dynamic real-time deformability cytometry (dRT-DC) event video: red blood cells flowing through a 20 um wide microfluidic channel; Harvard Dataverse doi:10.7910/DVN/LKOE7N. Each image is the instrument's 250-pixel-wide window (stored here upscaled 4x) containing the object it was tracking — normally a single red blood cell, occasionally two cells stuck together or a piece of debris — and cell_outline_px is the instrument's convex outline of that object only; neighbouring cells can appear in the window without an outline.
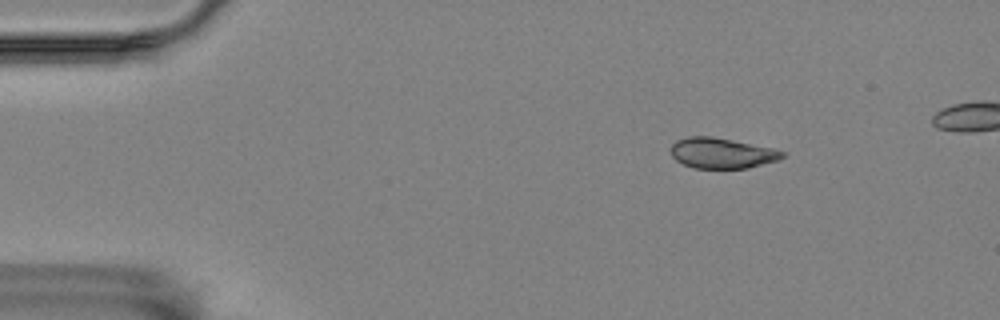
{"species": "Egyptian fruit bat (a non-hibernating species)", "species_latin": "Rousettus aegyptiacus", "temperature_condition": "room temperature", "stored_images_in_passage": 4, "camera_frame_rate_fps": 3000, "um_per_image_px": 0.085, "animal": {"sex": "female"}, "frame": {"image": 1, "passage_image": 2, "time_ms": 0.333, "image_size_px": [1000, 320], "cell_outline_px": [[784, 156], [776, 160], [748, 168], [692, 168], [676, 160], [672, 156], [672, 144], [676, 140], [688, 136], [712, 136], [772, 148], [784, 152]], "centroid_in_image_um": [61.32, 13.01], "position_along_channel_um": 23.7, "area_um2": 19.59}}